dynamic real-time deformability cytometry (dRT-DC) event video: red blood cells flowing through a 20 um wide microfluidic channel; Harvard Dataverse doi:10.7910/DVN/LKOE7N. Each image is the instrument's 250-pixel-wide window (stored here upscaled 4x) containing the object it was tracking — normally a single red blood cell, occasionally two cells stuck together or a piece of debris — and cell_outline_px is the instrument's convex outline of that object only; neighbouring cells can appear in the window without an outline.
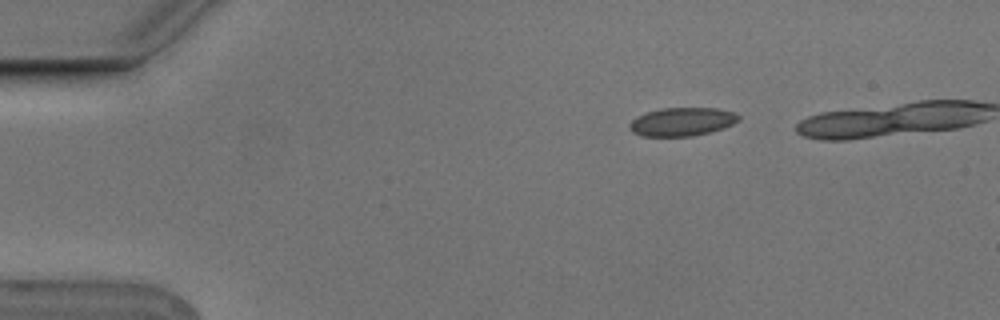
{"species": "Egyptian fruit bat (a non-hibernating species)", "species_latin": "Rousettus aegyptiacus", "temperature_condition": "cold", "stored_images_in_passage": 9, "camera_frame_rate_fps": 3000, "um_per_image_px": 0.085, "animal": {"sex": "male"}, "frame": {"image": 1, "passage_image": 1, "time_ms": 0.0, "image_size_px": [1000, 320], "cell_outline_px": [[740, 120], [724, 128], [692, 136], [644, 136], [632, 132], [628, 128], [628, 124], [636, 116], [660, 108], [716, 108], [736, 112], [740, 116]], "centroid_in_image_um": [57.97, 10.34], "position_along_channel_um": 27.0, "area_um2": 18.15}}